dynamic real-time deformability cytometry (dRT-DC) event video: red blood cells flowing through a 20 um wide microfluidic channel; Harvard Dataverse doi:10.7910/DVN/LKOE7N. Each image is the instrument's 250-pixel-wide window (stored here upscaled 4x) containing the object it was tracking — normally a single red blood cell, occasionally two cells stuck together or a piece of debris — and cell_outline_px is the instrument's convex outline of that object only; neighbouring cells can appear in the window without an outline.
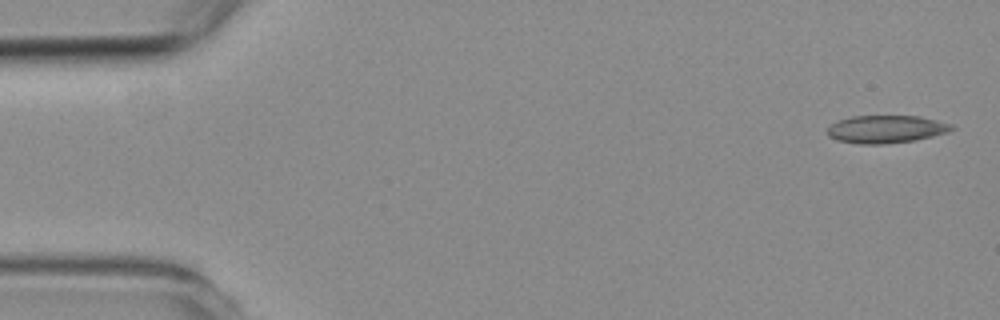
{"species": "common noctule bat (a hibernating species)", "species_latin": "Nyctalus noctula", "temperature_condition": "room temperature", "stored_images_in_passage": 5, "camera_frame_rate_fps": 3000, "um_per_image_px": 0.085, "animal": {"sex": "female", "body_mass_g": 19.3, "forearm_length_mm": 54.1}, "frame": {"image": 1, "passage_image": 1, "time_ms": 0.0, "image_size_px": [1000, 320], "cell_outline_px": [[956, 128], [948, 132], [916, 140], [884, 144], [860, 144], [836, 140], [828, 136], [828, 128], [832, 124], [840, 120], [852, 116], [920, 116], [952, 124]], "centroid_in_image_um": [75.34, 10.98], "position_along_channel_um": 9.7, "area_um2": 20.06}}